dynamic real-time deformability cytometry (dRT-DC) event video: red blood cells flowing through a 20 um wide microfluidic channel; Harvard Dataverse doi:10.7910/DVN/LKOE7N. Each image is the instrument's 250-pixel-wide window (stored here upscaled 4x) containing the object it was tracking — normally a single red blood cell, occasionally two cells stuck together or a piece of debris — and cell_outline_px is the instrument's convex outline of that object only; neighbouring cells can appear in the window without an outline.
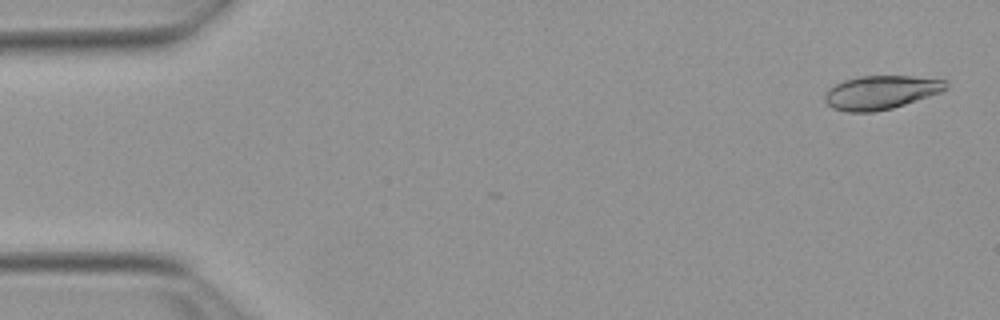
{"species": "Egyptian fruit bat (a non-hibernating species)", "species_latin": "Rousettus aegyptiacus", "temperature_condition": "warm", "stored_images_in_passage": 16, "camera_frame_rate_fps": 3000, "um_per_image_px": 0.085, "animal": {"sex": "female"}, "frame": {"image": 1, "passage_image": 2, "time_ms": 0.333, "image_size_px": [1000, 320], "cell_outline_px": [[948, 88], [940, 92], [892, 108], [876, 112], [848, 112], [832, 108], [824, 100], [824, 96], [828, 88], [844, 80], [860, 76], [912, 76], [948, 80]], "centroid_in_image_um": [74.86, 7.85], "position_along_channel_um": 10.1, "area_um2": 23.76}}
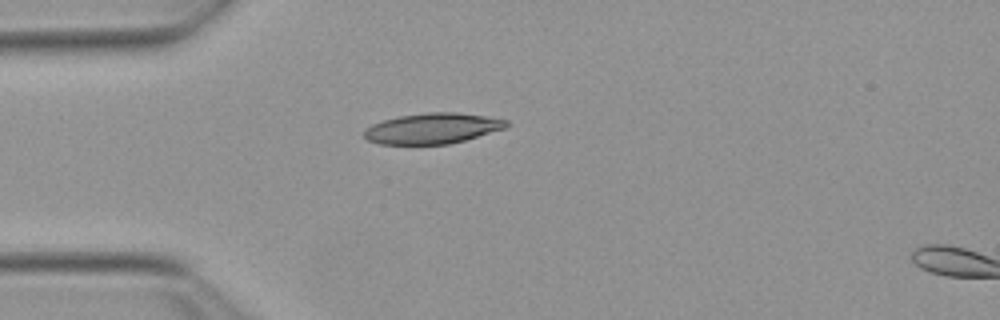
{"frame": {"image": 2, "passage_image": 14, "time_ms": 4.333, "image_size_px": [1000, 320], "cell_outline_px": [[508, 124], [504, 128], [464, 140], [448, 144], [380, 144], [368, 140], [364, 136], [364, 128], [372, 124], [384, 120], [400, 116], [424, 112], [456, 112], [484, 116], [508, 120]], "centroid_in_image_um": [36.72, 10.91], "position_along_channel_um": 48.3, "area_um2": 25.14}}